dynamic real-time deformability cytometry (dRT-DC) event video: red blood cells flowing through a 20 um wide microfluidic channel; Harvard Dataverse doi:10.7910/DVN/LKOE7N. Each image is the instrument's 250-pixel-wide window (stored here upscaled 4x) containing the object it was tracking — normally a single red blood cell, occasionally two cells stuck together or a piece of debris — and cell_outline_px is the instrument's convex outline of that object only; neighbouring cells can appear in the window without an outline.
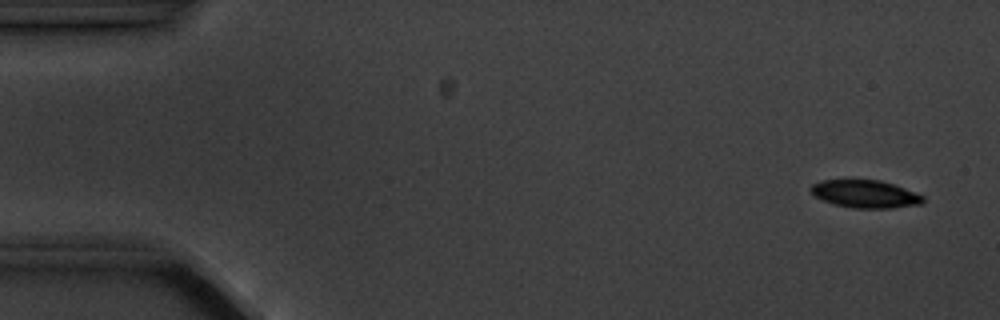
{"species": "common noctule bat (a hibernating species)", "species_latin": "Nyctalus noctula", "temperature_condition": "cold", "stored_images_in_passage": 6, "camera_frame_rate_fps": 3000, "um_per_image_px": 0.085, "animal": {"sex": "male", "body_mass_g": 20.1, "forearm_length_mm": 53.5}, "frame": {"image": 1, "passage_image": 1, "time_ms": 0.0, "image_size_px": [1000, 320], "cell_outline_px": [[924, 200], [920, 204], [892, 208], [852, 208], [836, 204], [812, 196], [808, 188], [812, 184], [820, 180], [880, 180], [904, 188], [924, 196]], "centroid_in_image_um": [73.49, 16.48], "position_along_channel_um": 11.5, "area_um2": 18.09}}
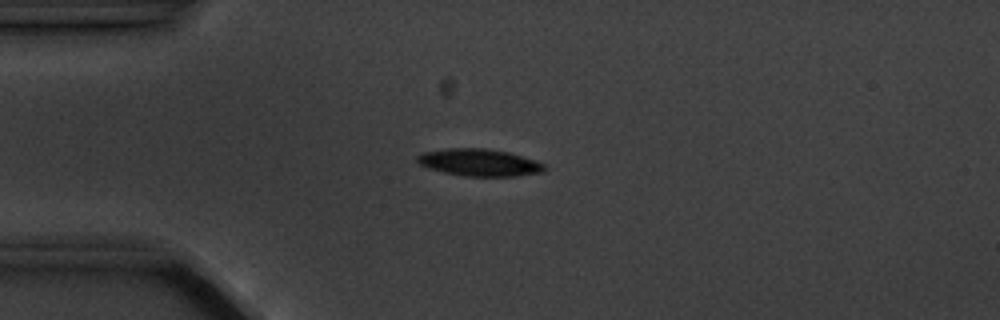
{"frame": {"image": 2, "passage_image": 4, "time_ms": 3.667, "image_size_px": [1000, 320], "cell_outline_px": [[548, 168], [544, 172], [516, 176], [464, 176], [444, 172], [428, 168], [420, 164], [416, 160], [416, 156], [424, 152], [448, 148], [488, 148], [508, 152], [536, 160], [544, 164]], "centroid_in_image_um": [40.77, 13.81], "position_along_channel_um": 44.2, "area_um2": 20.23}}